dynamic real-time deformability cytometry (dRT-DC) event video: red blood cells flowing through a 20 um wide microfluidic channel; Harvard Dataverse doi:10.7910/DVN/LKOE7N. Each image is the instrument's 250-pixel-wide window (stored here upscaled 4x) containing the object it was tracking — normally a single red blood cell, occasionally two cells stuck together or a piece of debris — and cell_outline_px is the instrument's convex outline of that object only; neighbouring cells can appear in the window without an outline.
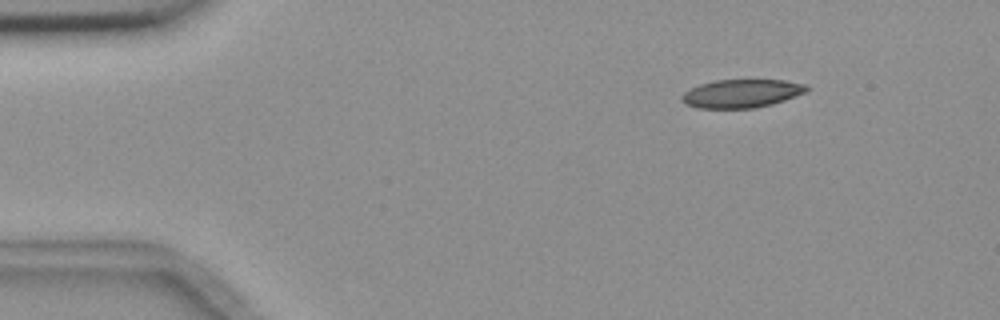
{"species": "common noctule bat (a hibernating species)", "species_latin": "Nyctalus noctula", "temperature_condition": "room temperature", "stored_images_in_passage": 3, "camera_frame_rate_fps": 3000, "um_per_image_px": 0.085, "animal": {"sex": "female", "body_mass_g": 18.4}, "frame": {"image": 1, "passage_image": 1, "time_ms": 0.0, "image_size_px": [1000, 320], "cell_outline_px": [[808, 92], [772, 104], [756, 108], [696, 108], [684, 104], [680, 100], [680, 96], [684, 92], [700, 84], [716, 80], [784, 80], [808, 84]], "centroid_in_image_um": [63.04, 7.95], "position_along_channel_um": 22.0, "area_um2": 20.81}}
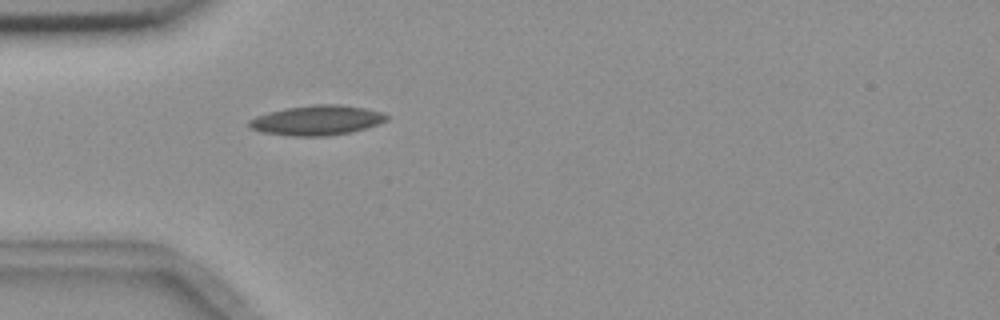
{"frame": {"image": 2, "passage_image": 3, "time_ms": 3.0, "image_size_px": [1000, 320], "cell_outline_px": [[388, 120], [380, 124], [352, 132], [328, 136], [292, 136], [264, 132], [252, 128], [248, 124], [248, 120], [256, 116], [268, 112], [284, 108], [312, 104], [340, 104], [364, 108], [384, 112], [388, 116]], "centroid_in_image_um": [26.98, 10.21], "position_along_channel_um": 58.0, "area_um2": 24.1}}